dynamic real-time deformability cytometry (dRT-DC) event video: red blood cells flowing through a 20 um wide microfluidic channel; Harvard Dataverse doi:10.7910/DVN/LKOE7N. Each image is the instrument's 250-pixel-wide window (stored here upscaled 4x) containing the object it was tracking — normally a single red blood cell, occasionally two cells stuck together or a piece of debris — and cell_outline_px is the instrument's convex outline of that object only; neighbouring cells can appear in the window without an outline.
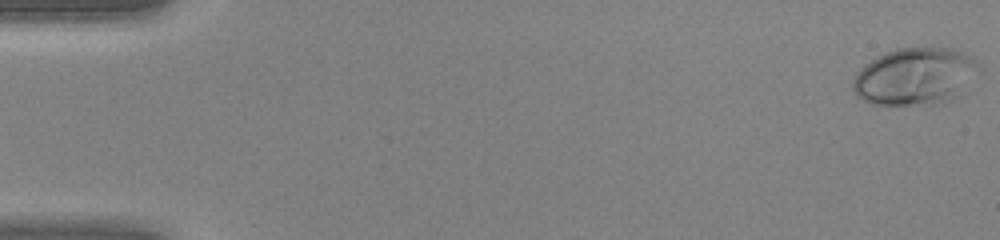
{"species": "human", "species_latin": "Homo sapiens", "temperature_condition": "warm", "stored_images_in_passage": 46, "camera_frame_rate_fps": 3000, "um_per_image_px": 0.085, "donor": {"sex": "female"}, "frame": {"image": 1, "passage_image": 1, "time_ms": 0.0, "image_size_px": [1000, 240], "cell_outline_px": [[984, 68], [964, 96], [944, 104], [872, 104], [860, 100], [856, 96], [852, 88], [852, 80], [856, 72], [864, 64], [876, 56], [896, 48], [952, 48], [964, 52], [980, 64]], "centroid_in_image_um": [77.87, 6.52], "position_along_channel_um": 7.1, "area_um2": 43.52}}
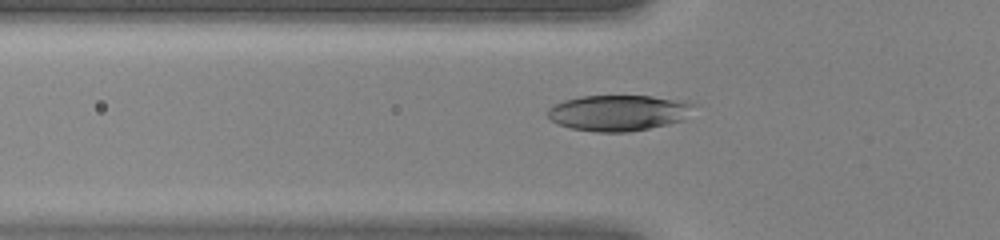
{"frame": {"image": 2, "passage_image": 16, "time_ms": 5.0, "image_size_px": [1000, 240], "cell_outline_px": [[692, 104], [684, 120], [668, 124], [628, 132], [596, 132], [568, 128], [552, 120], [548, 116], [548, 108], [564, 100], [580, 96], [652, 96], [688, 100]], "centroid_in_image_um": [52.56, 9.59], "position_along_channel_um": 73.2, "area_um2": 30.4}}
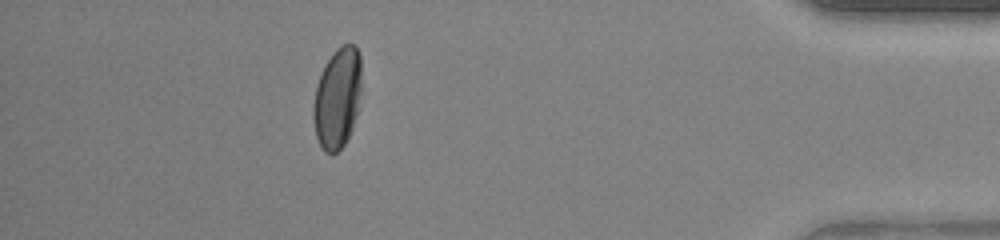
{"frame": {"image": 3, "passage_image": 41, "time_ms": 13.333, "image_size_px": [1000, 240], "cell_outline_px": [[360, 108], [352, 128], [344, 144], [336, 152], [324, 152], [316, 136], [312, 116], [312, 108], [316, 84], [324, 64], [332, 52], [340, 44], [356, 44], [360, 56]], "centroid_in_image_um": [28.67, 8.29], "position_along_channel_um": 406.5, "area_um2": 28.67}}